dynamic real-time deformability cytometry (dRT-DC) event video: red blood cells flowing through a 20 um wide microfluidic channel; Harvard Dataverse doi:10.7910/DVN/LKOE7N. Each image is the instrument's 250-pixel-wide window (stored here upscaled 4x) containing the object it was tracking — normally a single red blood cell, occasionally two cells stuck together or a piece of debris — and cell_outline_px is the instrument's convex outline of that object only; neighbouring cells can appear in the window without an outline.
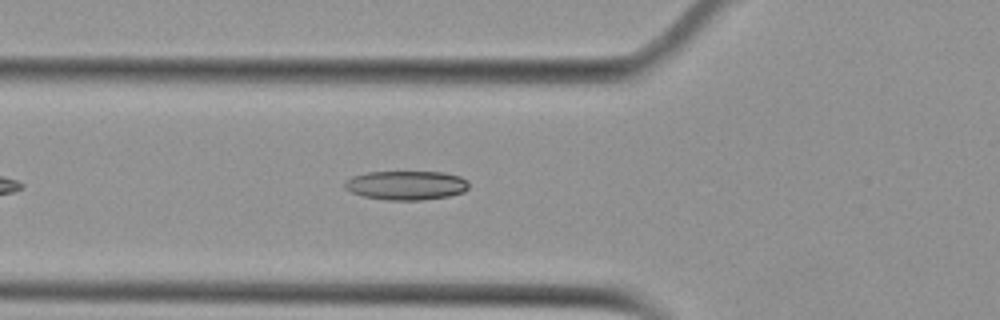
{"species": "Egyptian fruit bat (a non-hibernating species)", "species_latin": "Rousettus aegyptiacus", "temperature_condition": "cold", "stored_images_in_passage": 35, "camera_frame_rate_fps": 3000, "um_per_image_px": 0.085, "animal": {"sex": "female"}, "frame": {"image": 1, "passage_image": 7, "time_ms": 2.0, "image_size_px": [1000, 320], "cell_outline_px": [[468, 188], [464, 192], [448, 196], [420, 200], [384, 200], [364, 196], [352, 192], [344, 188], [344, 180], [352, 176], [368, 172], [444, 172], [460, 176], [468, 180]], "centroid_in_image_um": [34.52, 15.74], "position_along_channel_um": 91.3, "area_um2": 21.15}}
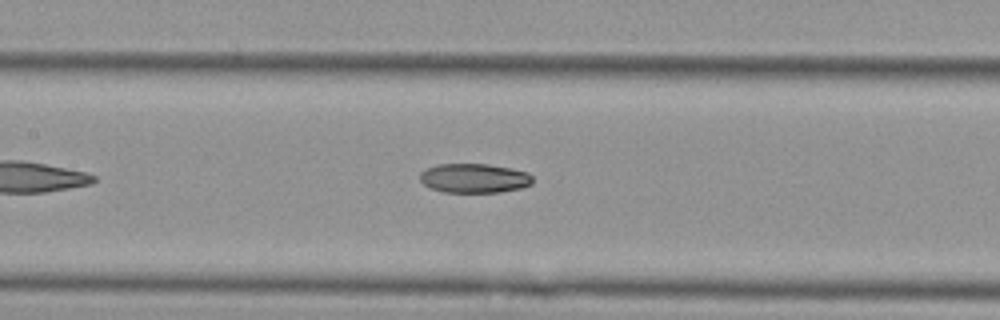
{"frame": {"image": 2, "passage_image": 13, "time_ms": 4.0, "image_size_px": [1000, 320], "cell_outline_px": [[532, 184], [520, 188], [500, 192], [444, 192], [428, 188], [420, 180], [420, 172], [436, 164], [488, 164], [512, 168], [528, 172], [532, 176]], "centroid_in_image_um": [40.3, 15.14], "position_along_channel_um": 167.1, "area_um2": 19.36}}
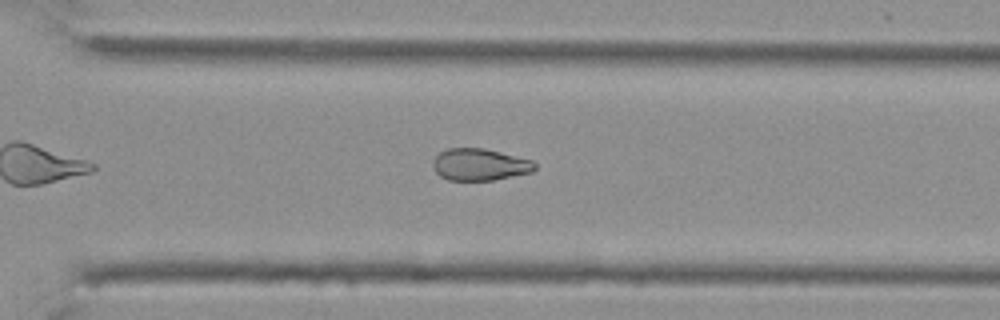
{"frame": {"image": 3, "passage_image": 26, "time_ms": 8.333, "image_size_px": [1000, 320], "cell_outline_px": [[536, 168], [532, 172], [492, 180], [448, 180], [440, 176], [436, 172], [432, 164], [432, 160], [440, 152], [448, 148], [484, 148], [532, 160], [536, 164]], "centroid_in_image_um": [40.76, 13.98], "position_along_channel_um": 329.8, "area_um2": 18.9}, "authors_computed_cell_mechanics": {"area_um2": 19.8832, "velocity_mm_per_s": 3.7689, "shape_relaxation_time_tau1_ms": 9.4649, "shape_relaxation_time_tau2_ms": null, "deformation_change_tau1": 0.1696, "deformation_change_tau2": null}}